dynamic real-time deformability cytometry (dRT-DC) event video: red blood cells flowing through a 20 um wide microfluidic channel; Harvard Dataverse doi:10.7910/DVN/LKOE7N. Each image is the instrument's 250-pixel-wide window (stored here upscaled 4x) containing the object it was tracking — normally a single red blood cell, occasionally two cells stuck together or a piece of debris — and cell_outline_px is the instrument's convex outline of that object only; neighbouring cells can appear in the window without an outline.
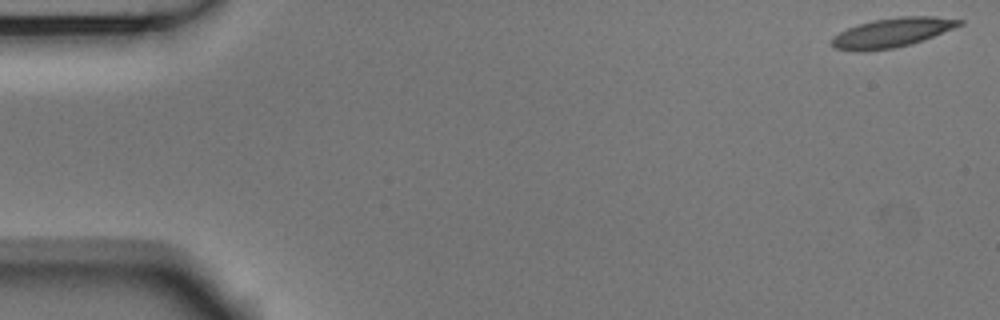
{"species": "Egyptian fruit bat (a non-hibernating species)", "species_latin": "Rousettus aegyptiacus", "temperature_condition": "room temperature", "stored_images_in_passage": 53, "camera_frame_rate_fps": 3000, "um_per_image_px": 0.085, "animal": {"sex": "male"}, "frame": {"image": 1, "passage_image": 1, "time_ms": 0.0, "image_size_px": [1000, 320], "cell_outline_px": [[964, 24], [924, 40], [892, 48], [864, 52], [860, 52], [836, 48], [832, 44], [832, 36], [856, 24], [872, 20], [900, 16], [932, 16], [964, 20]], "centroid_in_image_um": [75.83, 2.76], "position_along_channel_um": 9.2, "area_um2": 21.79}}
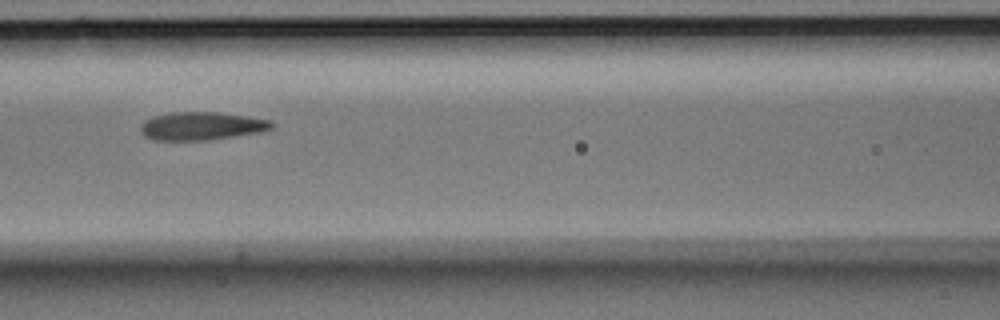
{"frame": {"image": 2, "passage_image": 23, "time_ms": 7.333, "image_size_px": [1000, 320], "cell_outline_px": [[276, 124], [272, 128], [260, 132], [212, 140], [152, 140], [144, 136], [140, 132], [140, 124], [144, 120], [152, 116], [172, 112], [220, 112], [248, 116], [272, 120]], "centroid_in_image_um": [17.13, 10.71], "position_along_channel_um": 149.5, "area_um2": 21.91}}
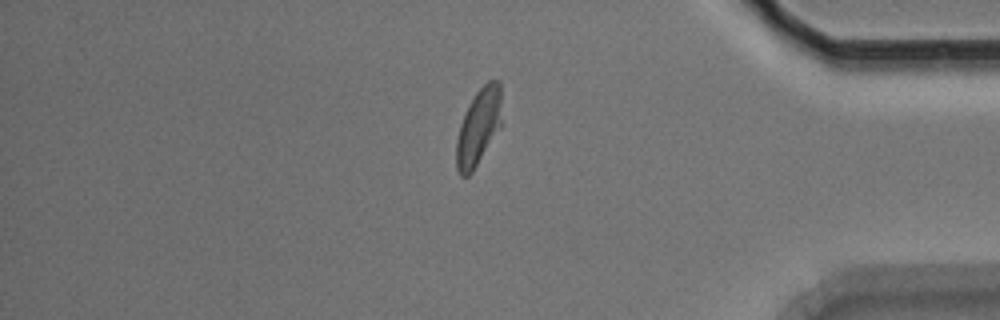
{"frame": {"image": 3, "passage_image": 45, "time_ms": 14.667, "image_size_px": [1000, 320], "cell_outline_px": [[504, 124], [472, 172], [468, 176], [460, 176], [456, 168], [456, 140], [460, 124], [464, 112], [468, 104], [476, 92], [488, 80], [500, 80]], "centroid_in_image_um": [40.72, 10.76], "position_along_channel_um": 394.5, "area_um2": 21.04}, "authors_computed_cell_mechanics": {"area_um2": 21.386, "velocity_mm_per_s": 3.7239, "shape_relaxation_time_tau1_ms": 5.5967, "shape_relaxation_time_tau2_ms": 1.5628, "deformation_change_tau1": 0.2008, "deformation_change_tau2": 0.0928}}